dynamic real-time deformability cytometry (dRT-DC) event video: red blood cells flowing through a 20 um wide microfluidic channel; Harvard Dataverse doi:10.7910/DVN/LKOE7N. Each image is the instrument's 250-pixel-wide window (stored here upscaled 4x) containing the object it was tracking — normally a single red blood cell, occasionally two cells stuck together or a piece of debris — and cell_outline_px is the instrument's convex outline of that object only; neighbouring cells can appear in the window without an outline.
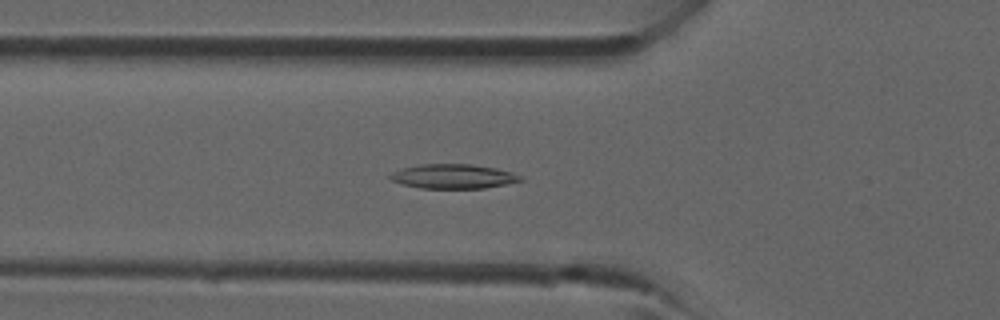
{"species": "common noctule bat (a hibernating species)", "species_latin": "Nyctalus noctula", "temperature_condition": "room temperature", "stored_images_in_passage": 39, "camera_frame_rate_fps": 3000, "um_per_image_px": 0.085, "animal": {"sex": "male", "forearm_length_mm": 52.5}, "frame": {"image": 1, "passage_image": 13, "time_ms": 4.0, "image_size_px": [1000, 320], "cell_outline_px": [[524, 180], [484, 188], [420, 188], [400, 184], [392, 180], [388, 176], [392, 172], [404, 168], [420, 164], [472, 164], [496, 168], [512, 172], [524, 176]], "centroid_in_image_um": [38.54, 14.99], "position_along_channel_um": 87.3, "area_um2": 18.55}}
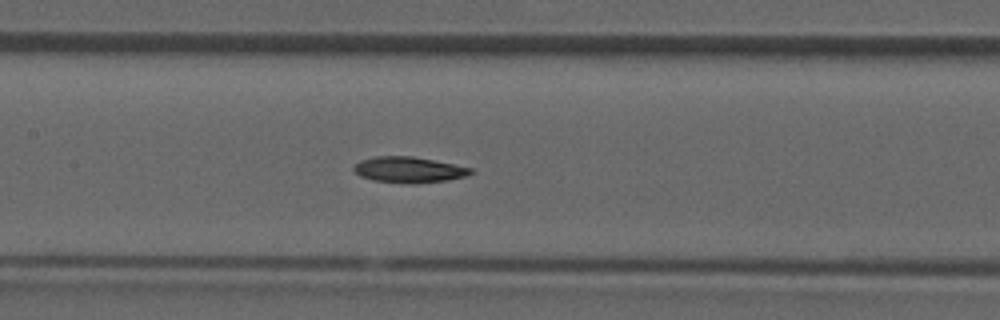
{"frame": {"image": 2, "passage_image": 18, "time_ms": 5.667, "image_size_px": [1000, 320], "cell_outline_px": [[472, 172], [464, 176], [448, 180], [416, 184], [412, 184], [376, 180], [360, 176], [352, 168], [360, 160], [376, 156], [412, 156], [472, 168]], "centroid_in_image_um": [34.73, 14.43], "position_along_channel_um": 172.7, "area_um2": 17.34}}
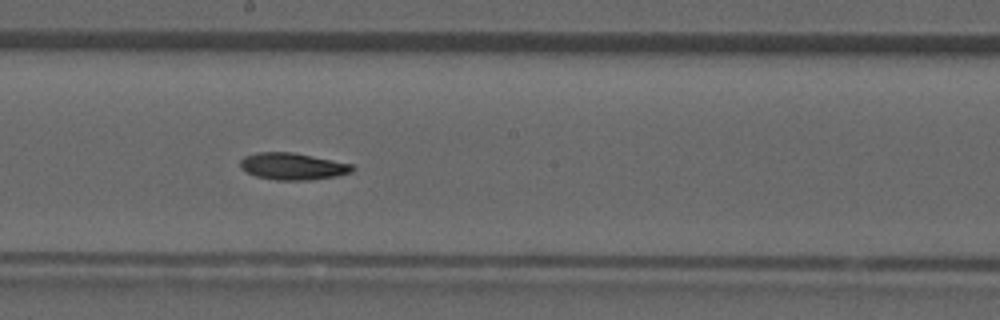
{"frame": {"image": 3, "passage_image": 21, "time_ms": 6.667, "image_size_px": [1000, 320], "cell_outline_px": [[356, 168], [352, 172], [336, 176], [308, 180], [276, 180], [256, 176], [240, 168], [240, 160], [244, 156], [256, 152], [292, 152], [352, 164]], "centroid_in_image_um": [24.87, 14.13], "position_along_channel_um": 223.3, "area_um2": 17.51}}